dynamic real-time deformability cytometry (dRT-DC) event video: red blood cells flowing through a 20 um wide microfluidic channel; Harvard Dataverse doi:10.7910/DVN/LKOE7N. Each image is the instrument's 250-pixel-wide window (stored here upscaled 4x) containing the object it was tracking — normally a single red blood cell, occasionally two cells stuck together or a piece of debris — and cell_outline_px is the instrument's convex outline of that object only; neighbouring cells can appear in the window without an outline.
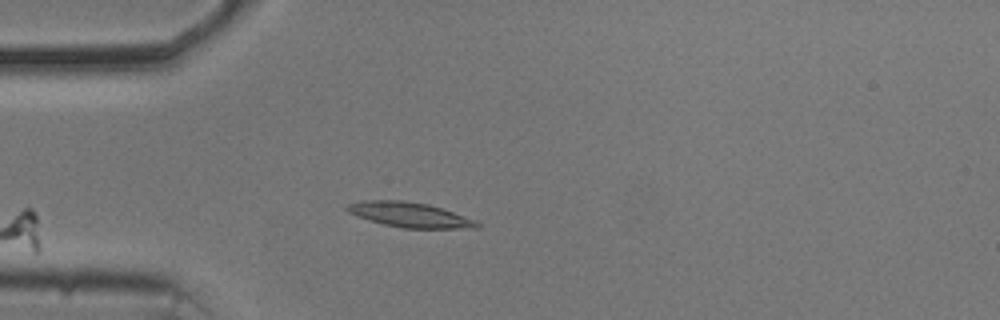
{"species": "common noctule bat (a hibernating species)", "species_latin": "Nyctalus noctula", "temperature_condition": "cold", "stored_images_in_passage": 42, "camera_frame_rate_fps": 3000, "um_per_image_px": 0.085, "animal": {"sex": "male", "body_mass_g": 20.5, "forearm_length_mm": 52.5}, "frame": {"image": 1, "passage_image": 1, "time_ms": 0.0, "image_size_px": [1000, 320], "cell_outline_px": [[484, 224], [480, 228], [404, 228], [384, 224], [368, 220], [356, 216], [348, 212], [344, 208], [348, 204], [364, 200], [400, 200], [428, 204], [476, 220]], "centroid_in_image_um": [34.83, 18.26], "position_along_channel_um": 50.2, "area_um2": 18.84}}
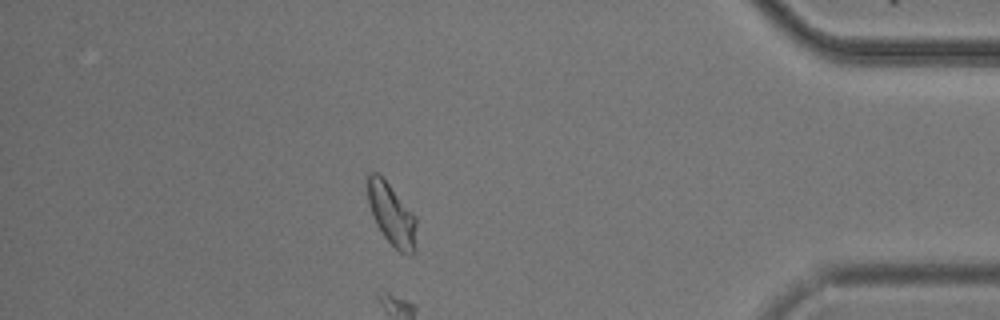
{"frame": {"image": 2, "passage_image": 34, "time_ms": 11.0, "image_size_px": [1000, 320], "cell_outline_px": [[416, 252], [412, 256], [408, 256], [400, 252], [384, 236], [376, 224], [368, 204], [368, 172], [376, 172], [388, 184], [416, 216]], "centroid_in_image_um": [33.32, 18.29], "position_along_channel_um": 401.9, "area_um2": 17.46}}